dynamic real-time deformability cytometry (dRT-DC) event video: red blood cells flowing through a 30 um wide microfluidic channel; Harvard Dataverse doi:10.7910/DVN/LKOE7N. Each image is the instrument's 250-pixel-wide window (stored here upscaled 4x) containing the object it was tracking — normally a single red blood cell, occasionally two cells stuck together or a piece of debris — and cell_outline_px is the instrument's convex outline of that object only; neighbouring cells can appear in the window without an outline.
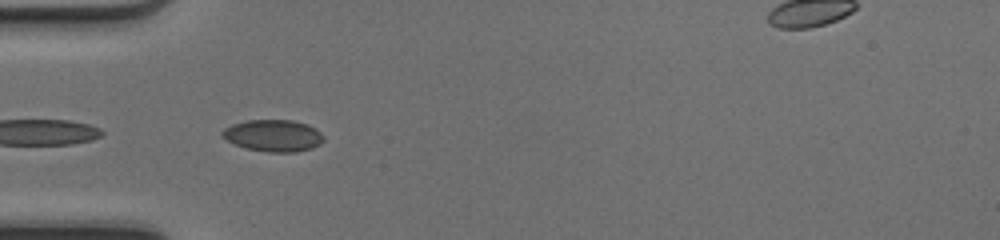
{"species": "common noctule bat (a hibernating species)", "species_latin": "Nyctalus noctula", "temperature_condition": "cold", "stored_images_in_passage": 11, "camera_frame_rate_fps": 3000, "um_per_image_px": 0.085, "animal": {"sex": "female", "body_mass_g": 17.0, "forearm_length_mm": 48.0}, "frame": {"image": 1, "passage_image": 5, "time_ms": 1.333, "image_size_px": [1000, 240], "cell_outline_px": [[324, 140], [320, 144], [312, 148], [296, 152], [268, 152], [244, 148], [220, 136], [220, 132], [224, 128], [232, 124], [248, 120], [292, 120], [308, 124], [320, 132], [324, 136]], "centroid_in_image_um": [23.22, 11.52], "position_along_channel_um": 61.8, "area_um2": 18.9}}